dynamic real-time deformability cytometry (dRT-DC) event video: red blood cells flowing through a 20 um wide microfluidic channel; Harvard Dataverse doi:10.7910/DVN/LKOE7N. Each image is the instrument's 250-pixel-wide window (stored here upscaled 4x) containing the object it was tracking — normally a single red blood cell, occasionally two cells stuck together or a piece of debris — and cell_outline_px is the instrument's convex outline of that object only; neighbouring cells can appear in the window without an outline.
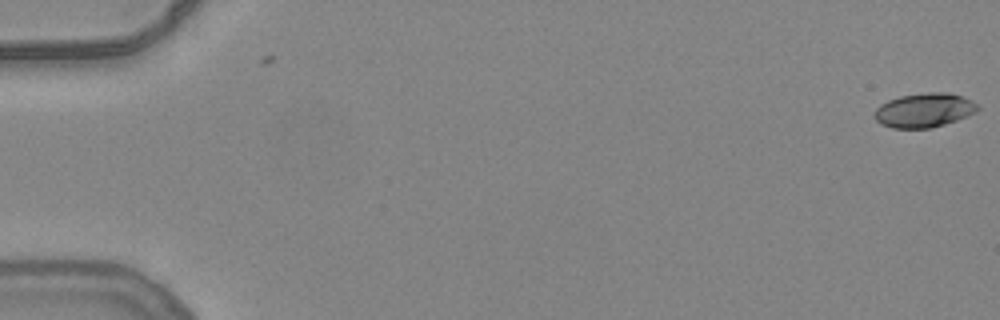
{"species": "common noctule bat (a hibernating species)", "species_latin": "Nyctalus noctula", "temperature_condition": "warm", "stored_images_in_passage": 2, "camera_frame_rate_fps": 3000, "um_per_image_px": 0.085, "animal": {"sex": "female", "body_mass_g": 24.6, "forearm_length_mm": 56.2}, "frame": {"image": 1, "passage_image": 2, "time_ms": 0.333, "image_size_px": [1000, 320], "cell_outline_px": [[980, 108], [976, 112], [968, 116], [932, 128], [892, 128], [880, 124], [872, 116], [876, 108], [880, 104], [888, 100], [900, 96], [928, 92], [948, 92], [964, 96], [972, 100]], "centroid_in_image_um": [78.55, 9.36], "position_along_channel_um": 6.5, "area_um2": 20.81}}